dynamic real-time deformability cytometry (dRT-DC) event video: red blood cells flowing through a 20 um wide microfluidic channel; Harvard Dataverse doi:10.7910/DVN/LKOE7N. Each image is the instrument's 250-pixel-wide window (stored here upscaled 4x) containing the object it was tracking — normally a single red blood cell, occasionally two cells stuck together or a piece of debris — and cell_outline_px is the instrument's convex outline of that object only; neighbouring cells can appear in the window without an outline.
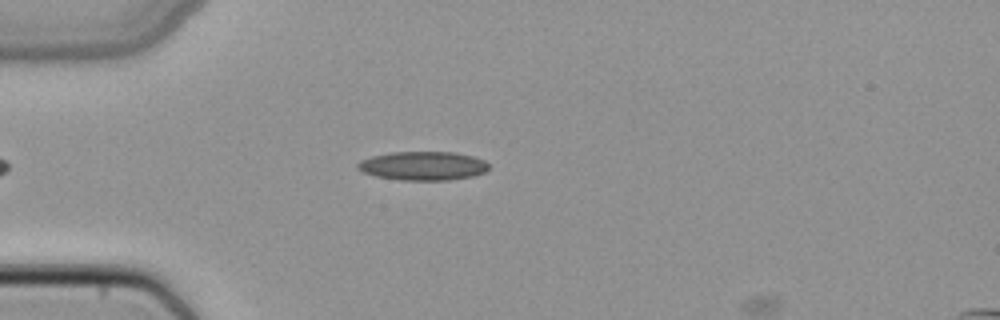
{"species": "common noctule bat (a hibernating species)", "species_latin": "Nyctalus noctula", "temperature_condition": "cold", "stored_images_in_passage": 3, "camera_frame_rate_fps": 3000, "um_per_image_px": 0.085, "animal": {"sex": "female", "body_mass_g": 22.7, "forearm_length_mm": 54.2}, "frame": {"image": 1, "passage_image": 1, "time_ms": 0.0, "image_size_px": [1000, 320], "cell_outline_px": [[488, 168], [484, 172], [472, 176], [448, 180], [400, 180], [376, 176], [364, 172], [356, 168], [356, 164], [360, 160], [372, 156], [392, 152], [456, 152], [472, 156], [484, 160], [488, 164]], "centroid_in_image_um": [35.93, 14.09], "position_along_channel_um": 49.1, "area_um2": 21.96}}